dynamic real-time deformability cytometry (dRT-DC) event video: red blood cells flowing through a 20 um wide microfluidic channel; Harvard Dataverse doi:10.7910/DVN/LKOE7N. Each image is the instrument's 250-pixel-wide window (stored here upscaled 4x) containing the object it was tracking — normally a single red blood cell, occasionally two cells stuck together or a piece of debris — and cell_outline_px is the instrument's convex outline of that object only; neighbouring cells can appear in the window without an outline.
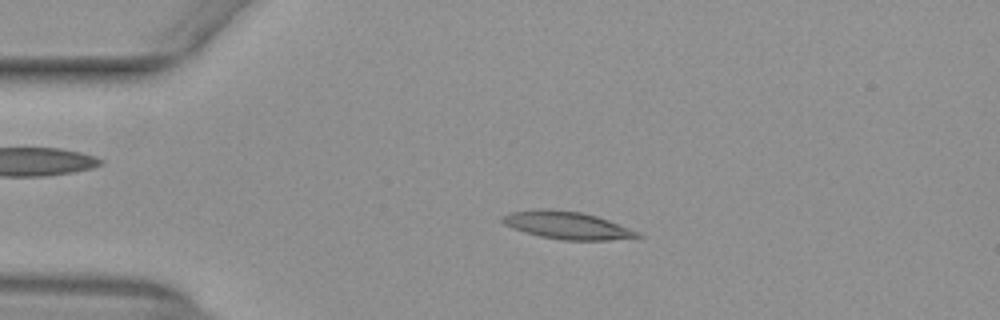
{"species": "common noctule bat (a hibernating species)", "species_latin": "Nyctalus noctula", "temperature_condition": "warm", "stored_images_in_passage": 42, "camera_frame_rate_fps": 3000, "um_per_image_px": 0.085, "animal": {"sex": "female", "body_mass_g": 29.2, "forearm_length_mm": 56.3}, "frame": {"image": 1, "passage_image": 1, "time_ms": 0.0, "image_size_px": [1000, 320], "cell_outline_px": [[644, 236], [608, 240], [560, 240], [540, 236], [524, 232], [512, 228], [504, 224], [500, 220], [500, 216], [512, 212], [540, 208], [548, 208], [580, 212], [596, 216], [608, 220], [640, 232]], "centroid_in_image_um": [48.16, 19.14], "position_along_channel_um": 36.8, "area_um2": 21.73}}
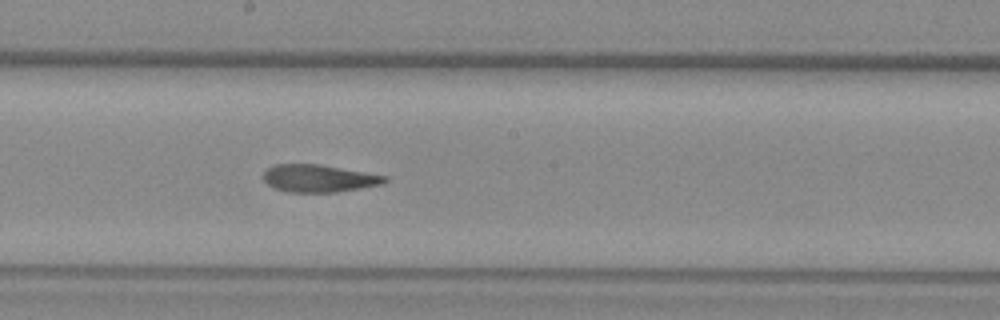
{"frame": {"image": 2, "passage_image": 18, "time_ms": 5.667, "image_size_px": [1000, 320], "cell_outline_px": [[388, 180], [384, 184], [336, 192], [288, 192], [272, 188], [264, 180], [264, 172], [268, 168], [276, 164], [320, 164], [388, 176]], "centroid_in_image_um": [27.11, 15.16], "position_along_channel_um": 221.1, "area_um2": 19.48}}
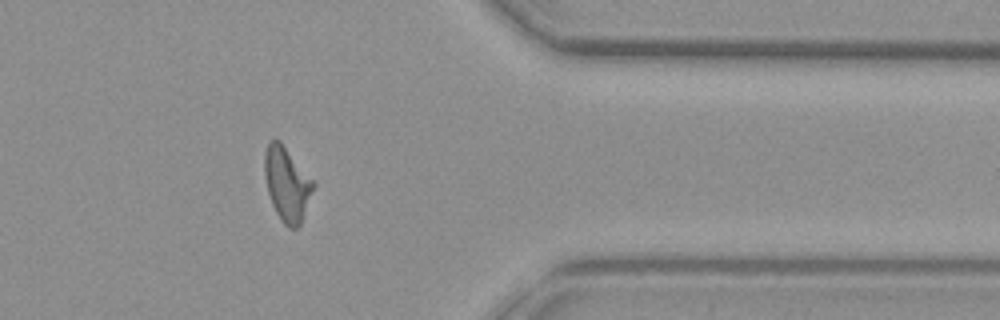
{"frame": {"image": 3, "passage_image": 32, "time_ms": 10.333, "image_size_px": [1000, 320], "cell_outline_px": [[316, 184], [300, 224], [296, 228], [288, 228], [280, 220], [272, 204], [268, 192], [264, 176], [264, 152], [268, 140], [280, 140], [316, 180]], "centroid_in_image_um": [24.41, 15.59], "position_along_channel_um": 387.0, "area_um2": 21.56}, "authors_computed_cell_mechanics": {"area_um2": 20.4612, "velocity_mm_per_s": 3.9288, "shape_relaxation_time_tau1_ms": null, "shape_relaxation_time_tau2_ms": 3.2467, "deformation_change_tau1": null, "deformation_change_tau2": 0.1089}}